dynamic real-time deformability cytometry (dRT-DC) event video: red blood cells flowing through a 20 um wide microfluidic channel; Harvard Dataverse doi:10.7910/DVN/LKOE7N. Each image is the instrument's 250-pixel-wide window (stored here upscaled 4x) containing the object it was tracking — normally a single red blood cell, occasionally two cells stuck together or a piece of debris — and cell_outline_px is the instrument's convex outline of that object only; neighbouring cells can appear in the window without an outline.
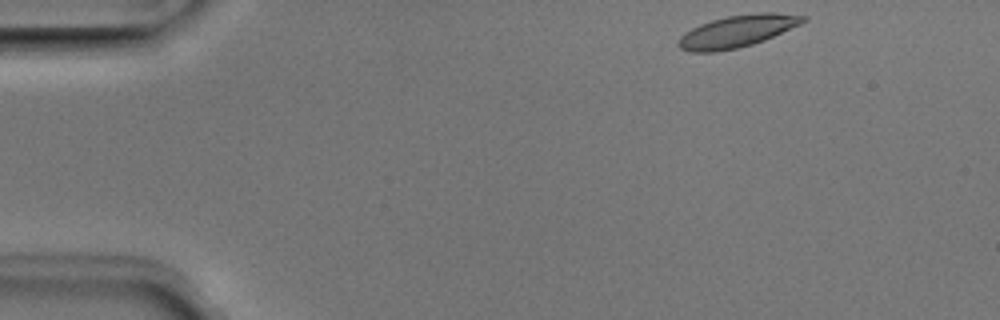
{"species": "Egyptian fruit bat (a non-hibernating species)", "species_latin": "Rousettus aegyptiacus", "temperature_condition": "room temperature", "stored_images_in_passage": 46, "camera_frame_rate_fps": 3000, "um_per_image_px": 0.085, "animal": {"sex": "male"}, "frame": {"image": 1, "passage_image": 1, "time_ms": 0.0, "image_size_px": [1000, 320], "cell_outline_px": [[808, 20], [800, 24], [764, 40], [752, 44], [736, 48], [716, 52], [692, 52], [680, 48], [676, 44], [676, 40], [684, 32], [700, 24], [712, 20], [728, 16], [756, 12], [776, 12], [808, 16]], "centroid_in_image_um": [62.65, 2.65], "position_along_channel_um": 22.4, "area_um2": 23.35}}
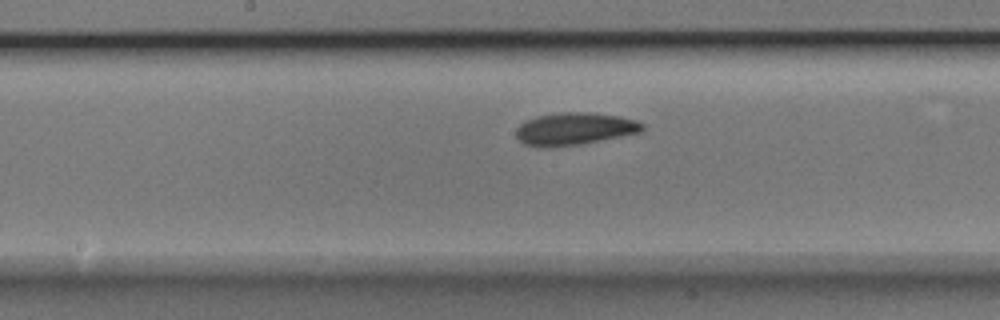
{"frame": {"image": 2, "passage_image": 21, "time_ms": 6.667, "image_size_px": [1000, 320], "cell_outline_px": [[644, 128], [640, 132], [580, 144], [548, 148], [544, 148], [524, 144], [516, 136], [516, 128], [524, 120], [536, 116], [560, 112], [588, 112], [620, 116], [636, 120], [644, 124]], "centroid_in_image_um": [48.79, 10.94], "position_along_channel_um": 199.4, "area_um2": 23.93}}
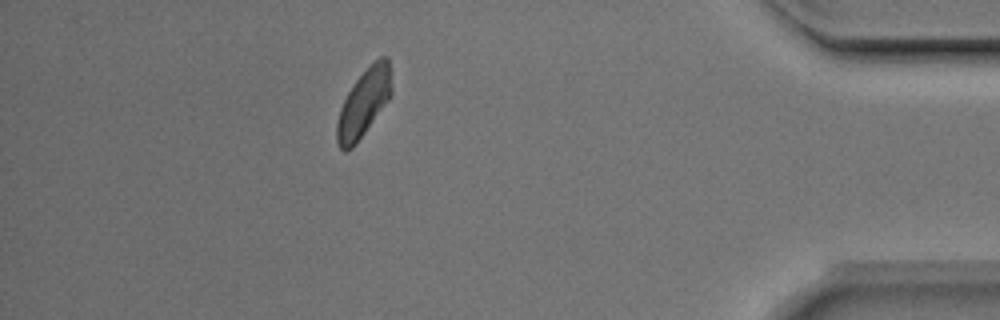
{"frame": {"image": 3, "passage_image": 40, "time_ms": 13.0, "image_size_px": [1000, 320], "cell_outline_px": [[392, 92], [388, 100], [356, 144], [352, 148], [344, 152], [340, 148], [336, 140], [336, 124], [340, 108], [348, 92], [356, 80], [380, 56], [388, 56], [392, 88]], "centroid_in_image_um": [30.91, 8.78], "position_along_channel_um": 404.3, "area_um2": 21.15}, "authors_computed_cell_mechanics": {"area_um2": 22.7154, "velocity_mm_per_s": 3.9377, "shape_relaxation_time_tau1_ms": 3.1531, "shape_relaxation_time_tau2_ms": 2.2893, "deformation_change_tau1": 0.0872, "deformation_change_tau2": 0.0624}}